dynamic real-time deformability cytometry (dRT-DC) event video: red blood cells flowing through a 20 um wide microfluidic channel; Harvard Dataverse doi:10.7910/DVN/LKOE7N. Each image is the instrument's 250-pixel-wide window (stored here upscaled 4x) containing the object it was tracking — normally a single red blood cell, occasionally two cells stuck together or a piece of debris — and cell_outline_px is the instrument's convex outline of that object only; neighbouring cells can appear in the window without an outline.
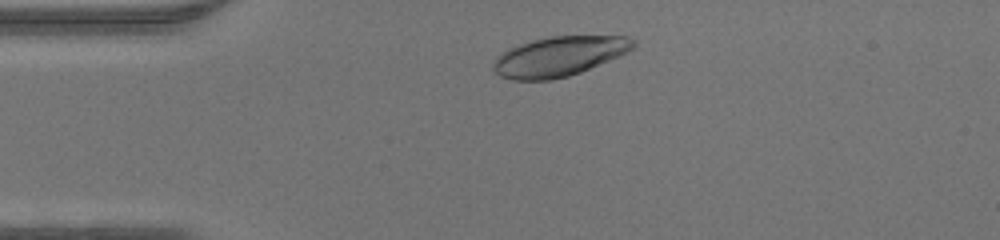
{"species": "human", "species_latin": "Homo sapiens", "temperature_condition": "warm", "stored_images_in_passage": 34, "camera_frame_rate_fps": 3000, "um_per_image_px": 0.085, "donor": {"sex": "male"}, "frame": {"image": 1, "passage_image": 4, "time_ms": 1.0, "image_size_px": [1000, 240], "cell_outline_px": [[636, 48], [620, 56], [580, 72], [568, 76], [552, 80], [512, 80], [500, 76], [492, 68], [492, 64], [496, 56], [500, 52], [508, 48], [532, 40], [552, 36], [628, 36], [636, 40]], "centroid_in_image_um": [47.53, 4.79], "position_along_channel_um": 37.5, "area_um2": 32.71}}
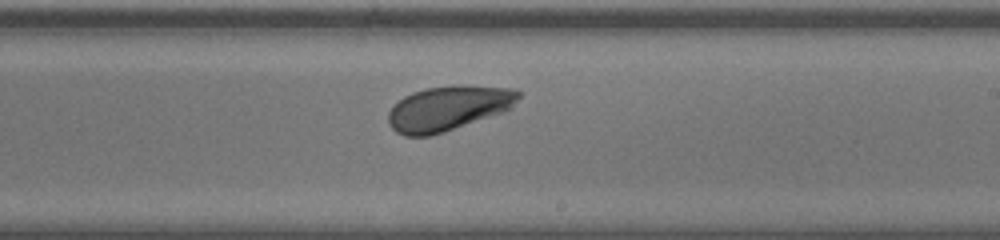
{"frame": {"image": 2, "passage_image": 21, "time_ms": 6.667, "image_size_px": [1000, 240], "cell_outline_px": [[520, 96], [512, 108], [504, 112], [444, 132], [428, 136], [404, 136], [396, 132], [388, 124], [388, 112], [404, 96], [412, 92], [428, 88], [460, 84], [516, 88], [520, 92]], "centroid_in_image_um": [38.14, 9.19], "position_along_channel_um": 250.9, "area_um2": 34.22}}
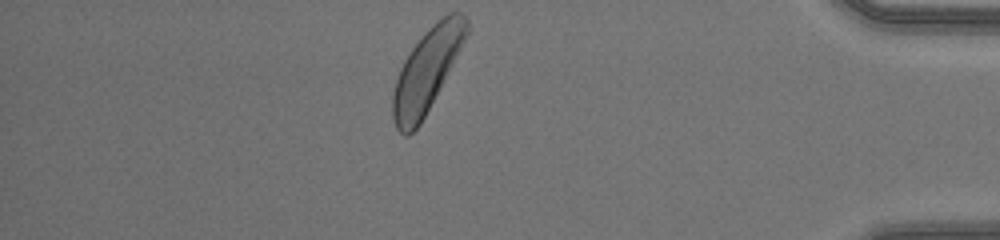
{"frame": {"image": 3, "passage_image": 34, "time_ms": 11.0, "image_size_px": [1000, 240], "cell_outline_px": [[468, 32], [464, 40], [420, 124], [408, 136], [404, 136], [396, 128], [392, 120], [392, 92], [396, 76], [404, 60], [412, 48], [424, 32], [436, 20], [448, 12], [460, 12], [468, 20]], "centroid_in_image_um": [36.22, 5.98], "position_along_channel_um": 399.0, "area_um2": 34.97}}